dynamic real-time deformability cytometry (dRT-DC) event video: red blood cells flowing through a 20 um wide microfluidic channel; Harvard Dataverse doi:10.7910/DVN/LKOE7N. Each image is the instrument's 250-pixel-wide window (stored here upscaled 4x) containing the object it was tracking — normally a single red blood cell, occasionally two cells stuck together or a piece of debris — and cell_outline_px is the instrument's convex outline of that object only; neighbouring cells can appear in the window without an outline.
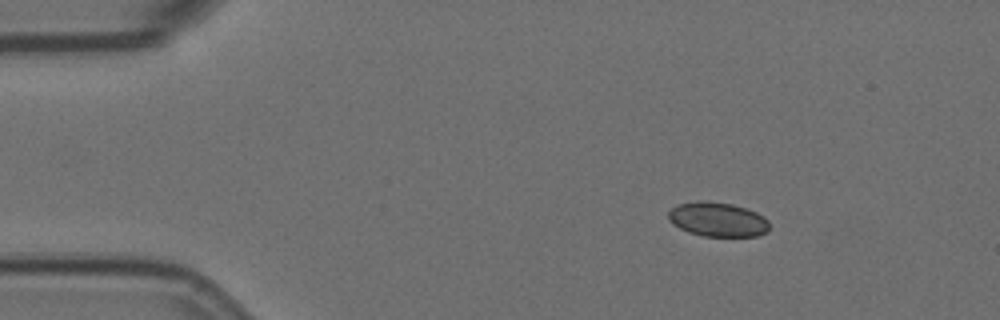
{"species": "Egyptian fruit bat (a non-hibernating species)", "species_latin": "Rousettus aegyptiacus", "temperature_condition": "room temperature", "stored_images_in_passage": 3, "camera_frame_rate_fps": 3000, "um_per_image_px": 0.085, "animal": {"sex": "female"}, "frame": {"image": 1, "passage_image": 1, "time_ms": 0.0, "image_size_px": [1000, 320], "cell_outline_px": [[768, 232], [756, 236], [704, 236], [688, 232], [672, 224], [668, 220], [668, 212], [676, 204], [700, 200], [704, 200], [732, 204], [756, 212], [764, 216], [768, 220]], "centroid_in_image_um": [60.98, 18.64], "position_along_channel_um": 24.0, "area_um2": 20.35}}